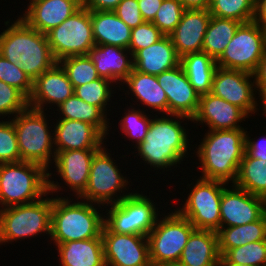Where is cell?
<instances>
[{"label": "cell", "instance_id": "bcb514c9", "mask_svg": "<svg viewBox=\"0 0 266 266\" xmlns=\"http://www.w3.org/2000/svg\"><path fill=\"white\" fill-rule=\"evenodd\" d=\"M262 135V138L259 137L258 140V137L251 138L247 130L245 132L246 152L253 158L266 159V133L265 135L262 133Z\"/></svg>", "mask_w": 266, "mask_h": 266}, {"label": "cell", "instance_id": "8992f818", "mask_svg": "<svg viewBox=\"0 0 266 266\" xmlns=\"http://www.w3.org/2000/svg\"><path fill=\"white\" fill-rule=\"evenodd\" d=\"M47 115L48 112L28 107L11 120L17 134L21 161L40 164L49 171L56 152L54 130Z\"/></svg>", "mask_w": 266, "mask_h": 266}, {"label": "cell", "instance_id": "f5cc1de1", "mask_svg": "<svg viewBox=\"0 0 266 266\" xmlns=\"http://www.w3.org/2000/svg\"><path fill=\"white\" fill-rule=\"evenodd\" d=\"M256 89L258 91V97L257 99H259V102L260 103V106H259V103H258V107L257 108V111L259 112V110L262 108V116L265 115L264 117H266V86H256Z\"/></svg>", "mask_w": 266, "mask_h": 266}, {"label": "cell", "instance_id": "52a82bcc", "mask_svg": "<svg viewBox=\"0 0 266 266\" xmlns=\"http://www.w3.org/2000/svg\"><path fill=\"white\" fill-rule=\"evenodd\" d=\"M49 195L48 192L46 198L33 203L0 209V245L35 238L39 234L47 235L49 240L53 206V195L51 198Z\"/></svg>", "mask_w": 266, "mask_h": 266}, {"label": "cell", "instance_id": "e575fe53", "mask_svg": "<svg viewBox=\"0 0 266 266\" xmlns=\"http://www.w3.org/2000/svg\"><path fill=\"white\" fill-rule=\"evenodd\" d=\"M117 87L118 86H116V84L109 79L100 77L99 79L88 84L75 87L74 95L90 105L99 107L106 115H109L108 108H114L111 106V99L114 97L113 94L116 93Z\"/></svg>", "mask_w": 266, "mask_h": 266}, {"label": "cell", "instance_id": "2e32d148", "mask_svg": "<svg viewBox=\"0 0 266 266\" xmlns=\"http://www.w3.org/2000/svg\"><path fill=\"white\" fill-rule=\"evenodd\" d=\"M106 266H152L147 236L111 232L102 229Z\"/></svg>", "mask_w": 266, "mask_h": 266}, {"label": "cell", "instance_id": "d4e9b609", "mask_svg": "<svg viewBox=\"0 0 266 266\" xmlns=\"http://www.w3.org/2000/svg\"><path fill=\"white\" fill-rule=\"evenodd\" d=\"M100 77L109 79L118 87L133 70V55L128 49L113 45H95L89 53Z\"/></svg>", "mask_w": 266, "mask_h": 266}, {"label": "cell", "instance_id": "d590c367", "mask_svg": "<svg viewBox=\"0 0 266 266\" xmlns=\"http://www.w3.org/2000/svg\"><path fill=\"white\" fill-rule=\"evenodd\" d=\"M129 104L130 106H127L126 109H124V114L119 120L118 128H120L122 135H125L124 137H128L129 142L131 140V142L134 143L132 146L134 145L133 147L135 148L144 140L150 122L155 114L152 113L151 115L149 112L146 113V111H143L141 108L138 109V107H134V103L129 102Z\"/></svg>", "mask_w": 266, "mask_h": 266}, {"label": "cell", "instance_id": "ab89813d", "mask_svg": "<svg viewBox=\"0 0 266 266\" xmlns=\"http://www.w3.org/2000/svg\"><path fill=\"white\" fill-rule=\"evenodd\" d=\"M28 107V98L20 90L0 80V120L12 119Z\"/></svg>", "mask_w": 266, "mask_h": 266}, {"label": "cell", "instance_id": "5b68a950", "mask_svg": "<svg viewBox=\"0 0 266 266\" xmlns=\"http://www.w3.org/2000/svg\"><path fill=\"white\" fill-rule=\"evenodd\" d=\"M48 170L19 161L0 164V209L29 204L48 193Z\"/></svg>", "mask_w": 266, "mask_h": 266}, {"label": "cell", "instance_id": "f6af8a7d", "mask_svg": "<svg viewBox=\"0 0 266 266\" xmlns=\"http://www.w3.org/2000/svg\"><path fill=\"white\" fill-rule=\"evenodd\" d=\"M113 11L131 29L144 22L137 0H121Z\"/></svg>", "mask_w": 266, "mask_h": 266}, {"label": "cell", "instance_id": "7bdbcfd3", "mask_svg": "<svg viewBox=\"0 0 266 266\" xmlns=\"http://www.w3.org/2000/svg\"><path fill=\"white\" fill-rule=\"evenodd\" d=\"M0 80L20 90L28 99L33 89V81L19 64L9 62L0 54Z\"/></svg>", "mask_w": 266, "mask_h": 266}, {"label": "cell", "instance_id": "f907efd6", "mask_svg": "<svg viewBox=\"0 0 266 266\" xmlns=\"http://www.w3.org/2000/svg\"><path fill=\"white\" fill-rule=\"evenodd\" d=\"M254 21L263 27L266 26V0H256Z\"/></svg>", "mask_w": 266, "mask_h": 266}, {"label": "cell", "instance_id": "836d02e7", "mask_svg": "<svg viewBox=\"0 0 266 266\" xmlns=\"http://www.w3.org/2000/svg\"><path fill=\"white\" fill-rule=\"evenodd\" d=\"M234 185L253 195L265 197L266 159L253 158L245 151Z\"/></svg>", "mask_w": 266, "mask_h": 266}, {"label": "cell", "instance_id": "44dd1931", "mask_svg": "<svg viewBox=\"0 0 266 266\" xmlns=\"http://www.w3.org/2000/svg\"><path fill=\"white\" fill-rule=\"evenodd\" d=\"M55 120L57 121L53 122L55 152L100 149L108 141L106 140L108 138L90 123L68 119Z\"/></svg>", "mask_w": 266, "mask_h": 266}, {"label": "cell", "instance_id": "8fae6325", "mask_svg": "<svg viewBox=\"0 0 266 266\" xmlns=\"http://www.w3.org/2000/svg\"><path fill=\"white\" fill-rule=\"evenodd\" d=\"M195 182V183H194ZM187 184V199L175 209L188 219L195 229L217 231L220 228V201L227 183L198 177ZM195 184V185H194ZM192 185V186H191Z\"/></svg>", "mask_w": 266, "mask_h": 266}, {"label": "cell", "instance_id": "7a4b0ae2", "mask_svg": "<svg viewBox=\"0 0 266 266\" xmlns=\"http://www.w3.org/2000/svg\"><path fill=\"white\" fill-rule=\"evenodd\" d=\"M246 129L207 130L193 149L200 178L234 184L245 148ZM230 182V183H229Z\"/></svg>", "mask_w": 266, "mask_h": 266}, {"label": "cell", "instance_id": "f1b7e54d", "mask_svg": "<svg viewBox=\"0 0 266 266\" xmlns=\"http://www.w3.org/2000/svg\"><path fill=\"white\" fill-rule=\"evenodd\" d=\"M91 24L95 45H113L128 49L131 28L114 11H91Z\"/></svg>", "mask_w": 266, "mask_h": 266}, {"label": "cell", "instance_id": "816d5d0a", "mask_svg": "<svg viewBox=\"0 0 266 266\" xmlns=\"http://www.w3.org/2000/svg\"><path fill=\"white\" fill-rule=\"evenodd\" d=\"M256 86H266V52L254 73Z\"/></svg>", "mask_w": 266, "mask_h": 266}, {"label": "cell", "instance_id": "f546056e", "mask_svg": "<svg viewBox=\"0 0 266 266\" xmlns=\"http://www.w3.org/2000/svg\"><path fill=\"white\" fill-rule=\"evenodd\" d=\"M58 119H68L75 121H84L95 126L106 138L109 137L111 130L110 118L97 106L90 105L81 100L76 95H72L64 101L58 108ZM110 125V126H109Z\"/></svg>", "mask_w": 266, "mask_h": 266}, {"label": "cell", "instance_id": "ffe728a7", "mask_svg": "<svg viewBox=\"0 0 266 266\" xmlns=\"http://www.w3.org/2000/svg\"><path fill=\"white\" fill-rule=\"evenodd\" d=\"M247 118L241 108L209 92L200 95L198 110L191 122L196 123V127L205 124L208 130L247 129L241 126Z\"/></svg>", "mask_w": 266, "mask_h": 266}, {"label": "cell", "instance_id": "1f68e13d", "mask_svg": "<svg viewBox=\"0 0 266 266\" xmlns=\"http://www.w3.org/2000/svg\"><path fill=\"white\" fill-rule=\"evenodd\" d=\"M180 64L199 96L211 91L213 76L218 67L216 60L205 52H195L183 55Z\"/></svg>", "mask_w": 266, "mask_h": 266}, {"label": "cell", "instance_id": "f35d334b", "mask_svg": "<svg viewBox=\"0 0 266 266\" xmlns=\"http://www.w3.org/2000/svg\"><path fill=\"white\" fill-rule=\"evenodd\" d=\"M256 0H212L211 16L234 19L241 23L254 20Z\"/></svg>", "mask_w": 266, "mask_h": 266}, {"label": "cell", "instance_id": "30bf717a", "mask_svg": "<svg viewBox=\"0 0 266 266\" xmlns=\"http://www.w3.org/2000/svg\"><path fill=\"white\" fill-rule=\"evenodd\" d=\"M170 211L166 215L162 213L147 235L152 266L179 262L182 250L195 230L194 225L175 209Z\"/></svg>", "mask_w": 266, "mask_h": 266}, {"label": "cell", "instance_id": "4dcf8cb0", "mask_svg": "<svg viewBox=\"0 0 266 266\" xmlns=\"http://www.w3.org/2000/svg\"><path fill=\"white\" fill-rule=\"evenodd\" d=\"M218 250L222 257L228 250L250 242L266 240V220H258L240 226L220 227L217 231Z\"/></svg>", "mask_w": 266, "mask_h": 266}, {"label": "cell", "instance_id": "c3c4849f", "mask_svg": "<svg viewBox=\"0 0 266 266\" xmlns=\"http://www.w3.org/2000/svg\"><path fill=\"white\" fill-rule=\"evenodd\" d=\"M121 0H85L82 4L90 11H113Z\"/></svg>", "mask_w": 266, "mask_h": 266}, {"label": "cell", "instance_id": "6da1fadb", "mask_svg": "<svg viewBox=\"0 0 266 266\" xmlns=\"http://www.w3.org/2000/svg\"><path fill=\"white\" fill-rule=\"evenodd\" d=\"M159 116L155 114L152 118L144 140L135 147L132 154L140 156L139 159L142 158L144 162L140 161L139 164L149 165V170L154 168L164 173L165 170L172 172V169L179 167L178 164H183L181 162L185 161V157L188 158L191 146H194L189 144L191 138L189 139V129L186 128L192 119L173 114Z\"/></svg>", "mask_w": 266, "mask_h": 266}, {"label": "cell", "instance_id": "681fc988", "mask_svg": "<svg viewBox=\"0 0 266 266\" xmlns=\"http://www.w3.org/2000/svg\"><path fill=\"white\" fill-rule=\"evenodd\" d=\"M185 10H209L212 0H179Z\"/></svg>", "mask_w": 266, "mask_h": 266}, {"label": "cell", "instance_id": "9c48e42d", "mask_svg": "<svg viewBox=\"0 0 266 266\" xmlns=\"http://www.w3.org/2000/svg\"><path fill=\"white\" fill-rule=\"evenodd\" d=\"M139 192L134 188V192L120 202L104 207V225L111 232L147 236L152 231L162 213L159 215L158 204L151 197Z\"/></svg>", "mask_w": 266, "mask_h": 266}, {"label": "cell", "instance_id": "ac0fdd59", "mask_svg": "<svg viewBox=\"0 0 266 266\" xmlns=\"http://www.w3.org/2000/svg\"><path fill=\"white\" fill-rule=\"evenodd\" d=\"M73 94V85L65 70L57 62L33 81V89L28 99L29 107L40 111L53 108L52 111H54V107L58 108Z\"/></svg>", "mask_w": 266, "mask_h": 266}, {"label": "cell", "instance_id": "4fadbf2b", "mask_svg": "<svg viewBox=\"0 0 266 266\" xmlns=\"http://www.w3.org/2000/svg\"><path fill=\"white\" fill-rule=\"evenodd\" d=\"M57 62L69 56L89 55L95 46L91 11L81 6L70 17L46 33Z\"/></svg>", "mask_w": 266, "mask_h": 266}, {"label": "cell", "instance_id": "b9f144b4", "mask_svg": "<svg viewBox=\"0 0 266 266\" xmlns=\"http://www.w3.org/2000/svg\"><path fill=\"white\" fill-rule=\"evenodd\" d=\"M21 161L16 130L11 119L0 121V164Z\"/></svg>", "mask_w": 266, "mask_h": 266}, {"label": "cell", "instance_id": "74e56055", "mask_svg": "<svg viewBox=\"0 0 266 266\" xmlns=\"http://www.w3.org/2000/svg\"><path fill=\"white\" fill-rule=\"evenodd\" d=\"M58 63L65 70L73 88L100 78L90 55L69 56Z\"/></svg>", "mask_w": 266, "mask_h": 266}, {"label": "cell", "instance_id": "4316f807", "mask_svg": "<svg viewBox=\"0 0 266 266\" xmlns=\"http://www.w3.org/2000/svg\"><path fill=\"white\" fill-rule=\"evenodd\" d=\"M179 262L185 266H220L217 232L195 229L182 250Z\"/></svg>", "mask_w": 266, "mask_h": 266}, {"label": "cell", "instance_id": "9f6ffc18", "mask_svg": "<svg viewBox=\"0 0 266 266\" xmlns=\"http://www.w3.org/2000/svg\"><path fill=\"white\" fill-rule=\"evenodd\" d=\"M220 266H248V265H220Z\"/></svg>", "mask_w": 266, "mask_h": 266}, {"label": "cell", "instance_id": "7dc6e473", "mask_svg": "<svg viewBox=\"0 0 266 266\" xmlns=\"http://www.w3.org/2000/svg\"><path fill=\"white\" fill-rule=\"evenodd\" d=\"M144 21L152 22L163 0H137Z\"/></svg>", "mask_w": 266, "mask_h": 266}, {"label": "cell", "instance_id": "ba28073f", "mask_svg": "<svg viewBox=\"0 0 266 266\" xmlns=\"http://www.w3.org/2000/svg\"><path fill=\"white\" fill-rule=\"evenodd\" d=\"M105 145L107 146L104 144L95 153L91 162L87 186L78 197L102 207L116 204L134 192L132 189L130 190L132 192L129 191L132 181H128L127 175L121 173L124 170L120 169L118 166L120 163L115 162L117 160H114V156L112 158L114 154L109 153V149Z\"/></svg>", "mask_w": 266, "mask_h": 266}, {"label": "cell", "instance_id": "7402d4cb", "mask_svg": "<svg viewBox=\"0 0 266 266\" xmlns=\"http://www.w3.org/2000/svg\"><path fill=\"white\" fill-rule=\"evenodd\" d=\"M24 13L19 15L31 28L46 34L60 25L82 4L77 0H28Z\"/></svg>", "mask_w": 266, "mask_h": 266}, {"label": "cell", "instance_id": "cb8c5ba5", "mask_svg": "<svg viewBox=\"0 0 266 266\" xmlns=\"http://www.w3.org/2000/svg\"><path fill=\"white\" fill-rule=\"evenodd\" d=\"M211 19L209 10H185L175 30L169 35L177 54L202 52L204 35Z\"/></svg>", "mask_w": 266, "mask_h": 266}, {"label": "cell", "instance_id": "3957f363", "mask_svg": "<svg viewBox=\"0 0 266 266\" xmlns=\"http://www.w3.org/2000/svg\"><path fill=\"white\" fill-rule=\"evenodd\" d=\"M16 17L17 20L15 18L13 21H4L7 28L0 33V54L9 62L19 64L34 81L57 61L53 57L46 34L31 28L20 16Z\"/></svg>", "mask_w": 266, "mask_h": 266}, {"label": "cell", "instance_id": "484cf974", "mask_svg": "<svg viewBox=\"0 0 266 266\" xmlns=\"http://www.w3.org/2000/svg\"><path fill=\"white\" fill-rule=\"evenodd\" d=\"M181 57L169 37L164 35L152 45L138 50L133 55V67L144 74L159 75L180 65Z\"/></svg>", "mask_w": 266, "mask_h": 266}, {"label": "cell", "instance_id": "6f0895ef", "mask_svg": "<svg viewBox=\"0 0 266 266\" xmlns=\"http://www.w3.org/2000/svg\"><path fill=\"white\" fill-rule=\"evenodd\" d=\"M79 3L83 4L85 0H77Z\"/></svg>", "mask_w": 266, "mask_h": 266}, {"label": "cell", "instance_id": "603a6c76", "mask_svg": "<svg viewBox=\"0 0 266 266\" xmlns=\"http://www.w3.org/2000/svg\"><path fill=\"white\" fill-rule=\"evenodd\" d=\"M122 84L118 91L122 89L125 95L129 96L131 94L132 96H129V98L134 103L139 102V105L135 103L139 106L138 108L142 107L143 111L147 112L150 110V113L153 112V114L156 112V115L168 114V99L163 88L159 85L156 75L144 74L133 68ZM140 103L142 106H140ZM145 106L147 109H145Z\"/></svg>", "mask_w": 266, "mask_h": 266}, {"label": "cell", "instance_id": "db71d44e", "mask_svg": "<svg viewBox=\"0 0 266 266\" xmlns=\"http://www.w3.org/2000/svg\"><path fill=\"white\" fill-rule=\"evenodd\" d=\"M263 216L266 220V196L263 197Z\"/></svg>", "mask_w": 266, "mask_h": 266}, {"label": "cell", "instance_id": "7c38bea8", "mask_svg": "<svg viewBox=\"0 0 266 266\" xmlns=\"http://www.w3.org/2000/svg\"><path fill=\"white\" fill-rule=\"evenodd\" d=\"M265 52V28L253 20L239 25L216 64L220 68L254 74Z\"/></svg>", "mask_w": 266, "mask_h": 266}, {"label": "cell", "instance_id": "9a60e30c", "mask_svg": "<svg viewBox=\"0 0 266 266\" xmlns=\"http://www.w3.org/2000/svg\"><path fill=\"white\" fill-rule=\"evenodd\" d=\"M210 93L241 108L249 117L253 114L257 115L258 99L256 95L258 92L254 74L217 67Z\"/></svg>", "mask_w": 266, "mask_h": 266}, {"label": "cell", "instance_id": "e0dca14e", "mask_svg": "<svg viewBox=\"0 0 266 266\" xmlns=\"http://www.w3.org/2000/svg\"><path fill=\"white\" fill-rule=\"evenodd\" d=\"M263 215V197L253 195L234 184L226 186L220 201V227L240 226Z\"/></svg>", "mask_w": 266, "mask_h": 266}, {"label": "cell", "instance_id": "5bb4252c", "mask_svg": "<svg viewBox=\"0 0 266 266\" xmlns=\"http://www.w3.org/2000/svg\"><path fill=\"white\" fill-rule=\"evenodd\" d=\"M99 149H83V150H66L55 153L52 171H48V192L49 194H58L60 191L73 192L75 198L79 197L84 191L88 183L90 167L95 153ZM53 175V177H52ZM54 175L61 178V182L54 181ZM53 178V179H52ZM60 183V184H59ZM63 187V188H62ZM69 187L70 190H67Z\"/></svg>", "mask_w": 266, "mask_h": 266}, {"label": "cell", "instance_id": "d6986e66", "mask_svg": "<svg viewBox=\"0 0 266 266\" xmlns=\"http://www.w3.org/2000/svg\"><path fill=\"white\" fill-rule=\"evenodd\" d=\"M156 78L166 93L168 114L192 119L197 113L200 96L190 84L182 65L164 71L156 75Z\"/></svg>", "mask_w": 266, "mask_h": 266}, {"label": "cell", "instance_id": "83f0119b", "mask_svg": "<svg viewBox=\"0 0 266 266\" xmlns=\"http://www.w3.org/2000/svg\"><path fill=\"white\" fill-rule=\"evenodd\" d=\"M59 266H106L102 236L69 241L55 247Z\"/></svg>", "mask_w": 266, "mask_h": 266}, {"label": "cell", "instance_id": "8d00e7d4", "mask_svg": "<svg viewBox=\"0 0 266 266\" xmlns=\"http://www.w3.org/2000/svg\"><path fill=\"white\" fill-rule=\"evenodd\" d=\"M221 265L266 266V240L228 250L221 257Z\"/></svg>", "mask_w": 266, "mask_h": 266}, {"label": "cell", "instance_id": "d6a6232c", "mask_svg": "<svg viewBox=\"0 0 266 266\" xmlns=\"http://www.w3.org/2000/svg\"><path fill=\"white\" fill-rule=\"evenodd\" d=\"M241 22L234 19L211 16L204 35L202 52L217 60L233 38Z\"/></svg>", "mask_w": 266, "mask_h": 266}, {"label": "cell", "instance_id": "ee69618b", "mask_svg": "<svg viewBox=\"0 0 266 266\" xmlns=\"http://www.w3.org/2000/svg\"><path fill=\"white\" fill-rule=\"evenodd\" d=\"M164 34L152 23L144 21L141 25L131 29V41L128 50L134 55L160 40Z\"/></svg>", "mask_w": 266, "mask_h": 266}, {"label": "cell", "instance_id": "60d3db41", "mask_svg": "<svg viewBox=\"0 0 266 266\" xmlns=\"http://www.w3.org/2000/svg\"><path fill=\"white\" fill-rule=\"evenodd\" d=\"M184 11L179 0H163L152 23L164 35H170L180 22Z\"/></svg>", "mask_w": 266, "mask_h": 266}, {"label": "cell", "instance_id": "277c9868", "mask_svg": "<svg viewBox=\"0 0 266 266\" xmlns=\"http://www.w3.org/2000/svg\"><path fill=\"white\" fill-rule=\"evenodd\" d=\"M51 195L56 196L53 197L51 215L49 240L51 243L54 241L53 244L56 246L69 241L93 239L101 235L104 226V207L78 197L74 200L70 198L73 194L65 196L67 198L59 194Z\"/></svg>", "mask_w": 266, "mask_h": 266}, {"label": "cell", "instance_id": "11a10c76", "mask_svg": "<svg viewBox=\"0 0 266 266\" xmlns=\"http://www.w3.org/2000/svg\"><path fill=\"white\" fill-rule=\"evenodd\" d=\"M162 266H185V265L181 264L180 262H173V263H168Z\"/></svg>", "mask_w": 266, "mask_h": 266}]
</instances>
